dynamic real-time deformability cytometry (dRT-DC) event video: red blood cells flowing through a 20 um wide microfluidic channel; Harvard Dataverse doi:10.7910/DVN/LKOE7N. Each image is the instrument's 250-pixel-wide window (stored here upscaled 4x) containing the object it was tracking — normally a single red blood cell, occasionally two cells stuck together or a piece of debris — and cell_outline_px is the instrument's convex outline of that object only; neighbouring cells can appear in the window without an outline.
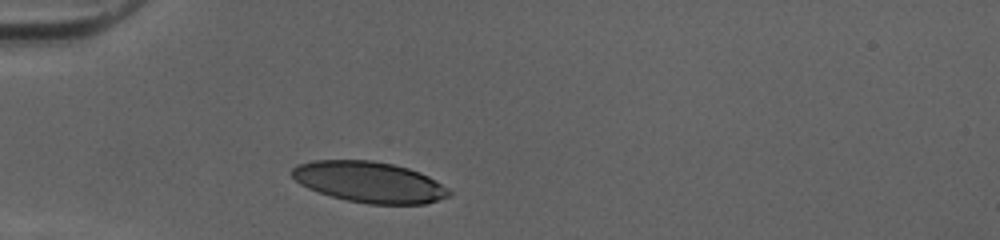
{"species": "human", "species_latin": "Homo sapiens", "temperature_condition": "cold", "stored_images_in_passage": 27, "camera_frame_rate_fps": 3000, "um_per_image_px": 0.085, "donor": {"sex": "female"}, "frame": {"image": 1, "passage_image": 1, "time_ms": 0.0, "image_size_px": [1000, 240], "cell_outline_px": [[452, 192], [448, 196], [440, 200], [424, 204], [368, 204], [348, 200], [332, 196], [308, 188], [300, 184], [288, 172], [296, 164], [312, 160], [372, 160], [392, 164], [408, 168], [420, 172], [428, 176], [448, 188]], "centroid_in_image_um": [31.37, 15.46], "position_along_channel_um": 53.6, "area_um2": 37.51}}
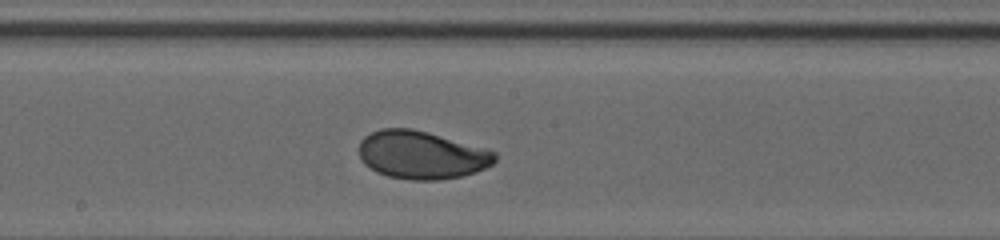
{"frame": {"image": 2, "passage_image": 14, "time_ms": 4.333, "image_size_px": [1000, 240], "cell_outline_px": [[496, 160], [492, 164], [476, 172], [460, 176], [440, 180], [412, 180], [388, 176], [376, 172], [364, 164], [360, 156], [360, 140], [364, 136], [380, 128], [412, 128], [428, 132], [484, 148], [496, 152]], "centroid_in_image_um": [35.82, 13.17], "position_along_channel_um": 212.4, "area_um2": 37.97}}
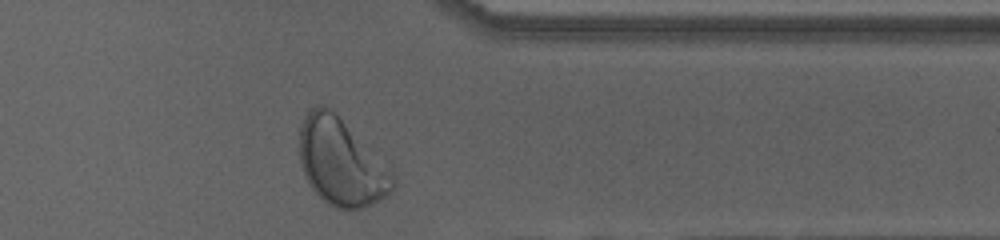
{"frame": {"image": 3, "passage_image": 27, "time_ms": 8.667, "image_size_px": [1000, 240], "cell_outline_px": [[396, 184], [392, 192], [388, 196], [364, 208], [336, 208], [328, 204], [308, 184], [304, 176], [300, 164], [300, 128], [304, 116], [316, 104], [332, 108], [392, 172]], "centroid_in_image_um": [28.98, 13.79], "position_along_channel_um": 382.4, "area_um2": 47.05}, "authors_computed_cell_mechanics": {"area_um2": 37.8012, "velocity_mm_per_s": 4.0307, "shape_relaxation_time_tau1_ms": 2.9718, "shape_relaxation_time_tau2_ms": 0.7615, "deformation_change_tau1": 0.1489, "deformation_change_tau2": 0.0478}}